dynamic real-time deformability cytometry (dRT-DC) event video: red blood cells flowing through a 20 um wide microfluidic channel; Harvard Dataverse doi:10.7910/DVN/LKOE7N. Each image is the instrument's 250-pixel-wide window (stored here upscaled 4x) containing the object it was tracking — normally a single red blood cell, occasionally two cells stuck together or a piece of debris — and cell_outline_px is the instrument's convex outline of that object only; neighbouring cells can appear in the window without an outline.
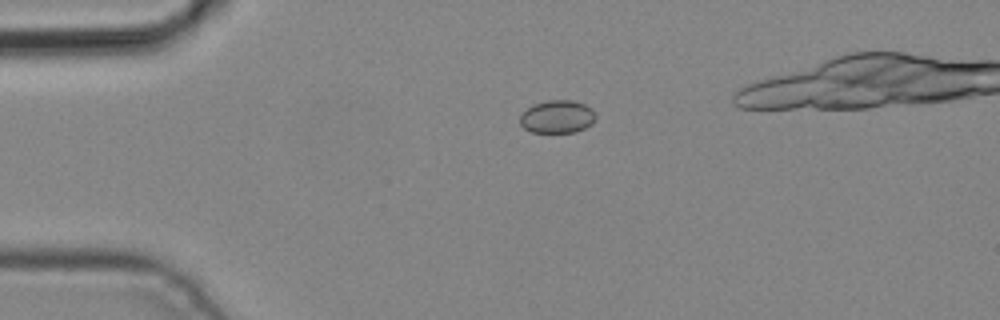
{"species": "common noctule bat (a hibernating species)", "species_latin": "Nyctalus noctula", "temperature_condition": "cold", "stored_images_in_passage": 5, "camera_frame_rate_fps": 3000, "um_per_image_px": 0.085, "animal": {"sex": "male", "body_mass_g": 19.2, "forearm_length_mm": 51.8}, "frame": {"image": 1, "passage_image": 3, "time_ms": 0.667, "image_size_px": [1000, 320], "cell_outline_px": [[596, 116], [592, 124], [576, 132], [532, 132], [524, 128], [520, 124], [520, 116], [532, 104], [544, 100], [572, 100], [584, 104], [592, 108]], "centroid_in_image_um": [47.37, 9.91], "position_along_channel_um": 37.6, "area_um2": 14.57}}